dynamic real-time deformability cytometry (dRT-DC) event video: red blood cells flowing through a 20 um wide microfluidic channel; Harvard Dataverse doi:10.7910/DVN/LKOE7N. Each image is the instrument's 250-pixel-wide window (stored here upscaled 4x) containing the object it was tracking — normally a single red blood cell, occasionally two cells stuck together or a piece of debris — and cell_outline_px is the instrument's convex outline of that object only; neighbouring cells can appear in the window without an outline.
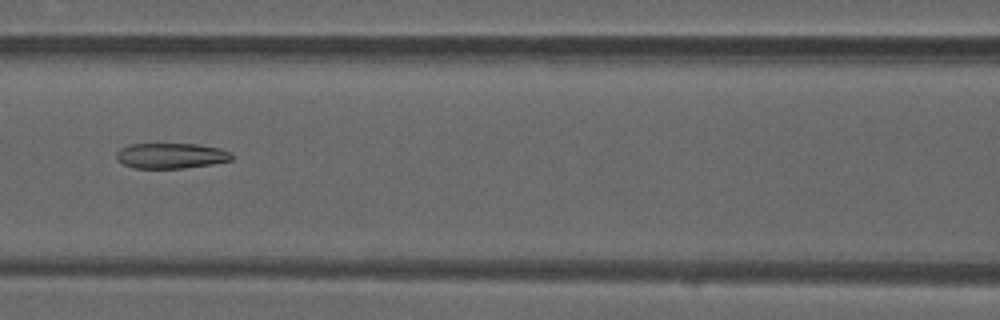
{"species": "common noctule bat (a hibernating species)", "species_latin": "Nyctalus noctula", "temperature_condition": "warm", "stored_images_in_passage": 40, "camera_frame_rate_fps": 3000, "um_per_image_px": 0.085, "animal": {"sex": "male", "forearm_length_mm": 52.5}, "frame": {"image": 1, "passage_image": 12, "time_ms": 3.667, "image_size_px": [1000, 320], "cell_outline_px": [[232, 160], [212, 164], [184, 168], [132, 168], [116, 160], [116, 152], [120, 148], [128, 144], [196, 144], [220, 148], [232, 152]], "centroid_in_image_um": [14.52, 13.23], "position_along_channel_um": 152.1, "area_um2": 17.22}}
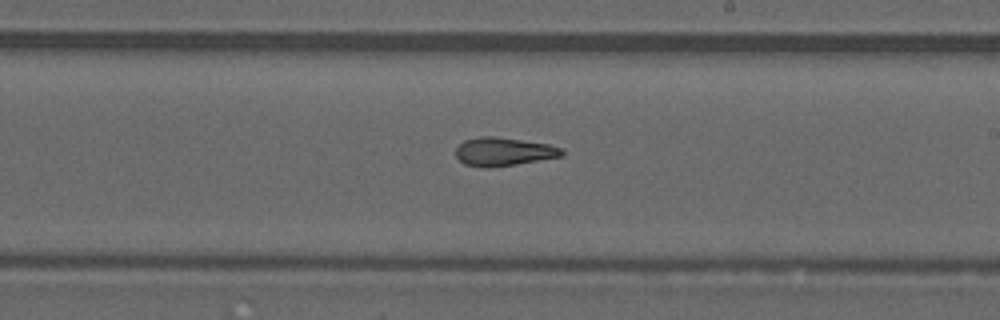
{"frame": {"image": 2, "passage_image": 19, "time_ms": 6.0, "image_size_px": [1000, 320], "cell_outline_px": [[564, 156], [516, 164], [488, 168], [484, 168], [464, 164], [456, 156], [456, 148], [464, 140], [480, 136], [496, 136], [548, 144], [564, 148]], "centroid_in_image_um": [42.82, 12.89], "position_along_channel_um": 246.2, "area_um2": 17.69}}
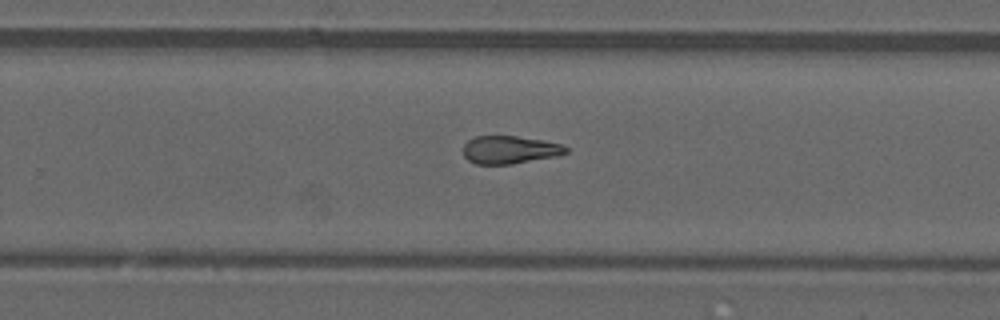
{"frame": {"image": 3, "passage_image": 22, "time_ms": 7.0, "image_size_px": [1000, 320], "cell_outline_px": [[568, 152], [556, 156], [512, 164], [476, 164], [468, 160], [464, 156], [464, 144], [468, 140], [476, 136], [516, 136], [544, 140], [560, 144], [568, 148]], "centroid_in_image_um": [43.32, 12.73], "position_along_channel_um": 286.5, "area_um2": 16.65}, "authors_computed_cell_mechanics": {"area_um2": 17.7157, "velocity_mm_per_s": 4.0471, "shape_relaxation_time_tau1_ms": null, "shape_relaxation_time_tau2_ms": 3.4453, "deformation_change_tau1": null, "deformation_change_tau2": 0.128}}